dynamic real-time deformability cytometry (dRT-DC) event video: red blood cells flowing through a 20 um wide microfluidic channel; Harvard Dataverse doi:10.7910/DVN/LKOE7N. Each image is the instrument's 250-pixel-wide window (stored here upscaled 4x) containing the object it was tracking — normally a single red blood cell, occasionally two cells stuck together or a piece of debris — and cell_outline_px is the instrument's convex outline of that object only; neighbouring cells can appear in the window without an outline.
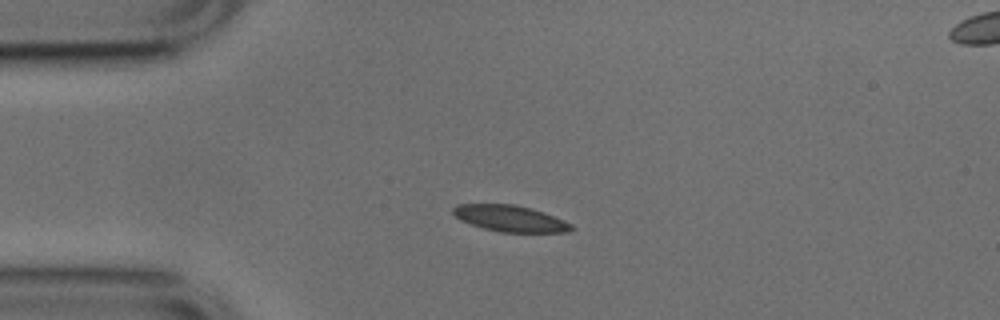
{"species": "common noctule bat (a hibernating species)", "species_latin": "Nyctalus noctula", "temperature_condition": "cold", "stored_images_in_passage": 4, "camera_frame_rate_fps": 3000, "um_per_image_px": 0.085, "animal": {"sex": "male", "body_mass_g": 17.9, "forearm_length_mm": 54.2}, "frame": {"image": 1, "passage_image": 3, "time_ms": 0.667, "image_size_px": [1000, 320], "cell_outline_px": [[576, 228], [568, 232], [500, 232], [484, 228], [460, 220], [452, 212], [452, 208], [456, 204], [516, 204], [564, 220], [572, 224]], "centroid_in_image_um": [43.35, 18.57], "position_along_channel_um": 41.6, "area_um2": 17.92}}